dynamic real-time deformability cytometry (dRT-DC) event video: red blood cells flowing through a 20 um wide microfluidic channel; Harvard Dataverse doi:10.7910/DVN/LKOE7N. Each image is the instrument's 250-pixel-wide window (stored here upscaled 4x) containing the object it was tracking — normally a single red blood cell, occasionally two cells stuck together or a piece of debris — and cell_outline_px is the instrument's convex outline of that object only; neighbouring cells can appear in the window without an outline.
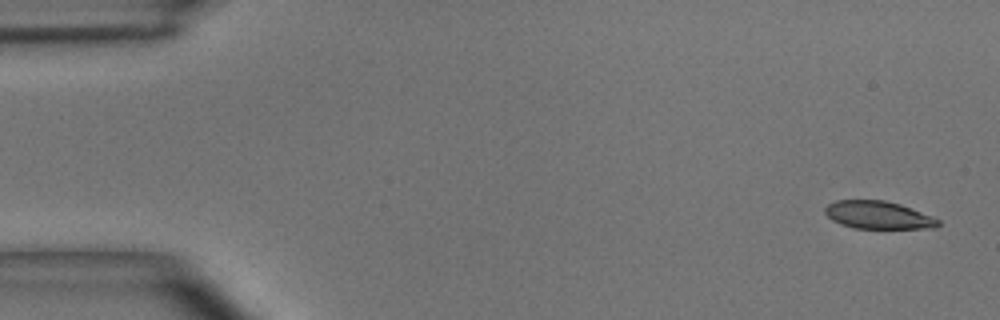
{"species": "common noctule bat (a hibernating species)", "species_latin": "Nyctalus noctula", "temperature_condition": "room temperature", "stored_images_in_passage": 6, "camera_frame_rate_fps": 3000, "um_per_image_px": 0.085, "animal": {"sex": "male", "body_mass_g": 15.6}, "frame": {"image": 1, "passage_image": 1, "time_ms": 0.0, "image_size_px": [1000, 320], "cell_outline_px": [[940, 224], [936, 228], [852, 228], [840, 224], [832, 220], [824, 212], [824, 208], [828, 204], [836, 200], [884, 200], [900, 204], [932, 216], [940, 220]], "centroid_in_image_um": [74.63, 18.28], "position_along_channel_um": 10.4, "area_um2": 18.32}}
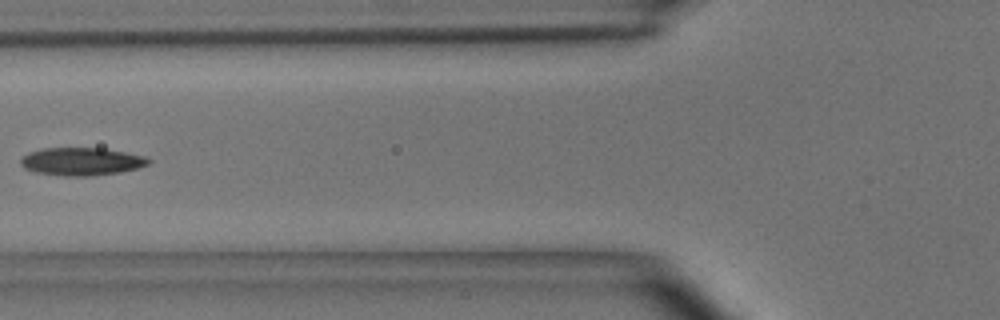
{"frame": {"image": 2, "passage_image": 6, "time_ms": 1.667, "image_size_px": [1000, 320], "cell_outline_px": [[152, 160], [148, 164], [136, 168], [120, 172], [88, 176], [64, 176], [36, 172], [24, 168], [20, 164], [20, 160], [28, 152], [40, 148], [104, 148], [144, 156]], "centroid_in_image_um": [6.9, 13.72], "position_along_channel_um": 118.9, "area_um2": 20.69}}